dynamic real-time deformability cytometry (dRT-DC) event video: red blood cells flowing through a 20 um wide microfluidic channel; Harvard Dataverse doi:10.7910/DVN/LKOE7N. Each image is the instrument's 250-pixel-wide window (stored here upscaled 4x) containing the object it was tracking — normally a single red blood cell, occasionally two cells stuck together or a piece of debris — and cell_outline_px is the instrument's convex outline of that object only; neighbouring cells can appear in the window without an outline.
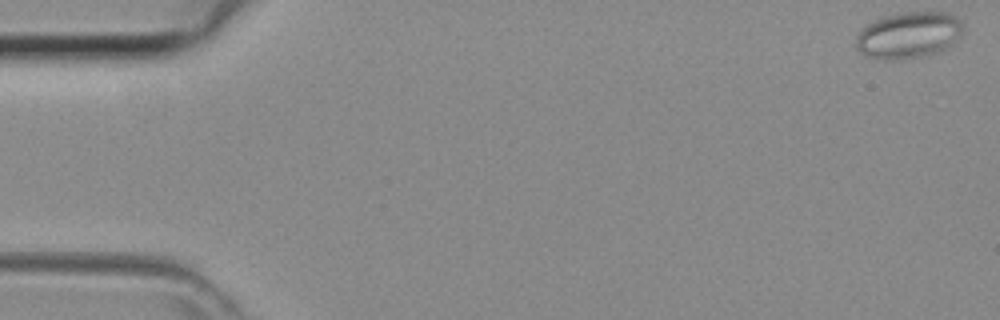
{"species": "common noctule bat (a hibernating species)", "species_latin": "Nyctalus noctula", "temperature_condition": "room temperature", "stored_images_in_passage": 16, "camera_frame_rate_fps": 3000, "um_per_image_px": 0.085, "animal": {"sex": "female", "body_mass_g": 29.2, "forearm_length_mm": 56.3}, "frame": {"image": 1, "passage_image": 1, "time_ms": 0.0, "image_size_px": [1000, 320], "cell_outline_px": [[964, 28], [960, 36], [952, 48], [904, 60], [884, 60], [864, 56], [856, 48], [856, 36], [872, 20], [896, 12], [948, 12], [956, 16], [964, 24]], "centroid_in_image_um": [77.26, 2.99], "position_along_channel_um": 7.7, "area_um2": 29.65}}